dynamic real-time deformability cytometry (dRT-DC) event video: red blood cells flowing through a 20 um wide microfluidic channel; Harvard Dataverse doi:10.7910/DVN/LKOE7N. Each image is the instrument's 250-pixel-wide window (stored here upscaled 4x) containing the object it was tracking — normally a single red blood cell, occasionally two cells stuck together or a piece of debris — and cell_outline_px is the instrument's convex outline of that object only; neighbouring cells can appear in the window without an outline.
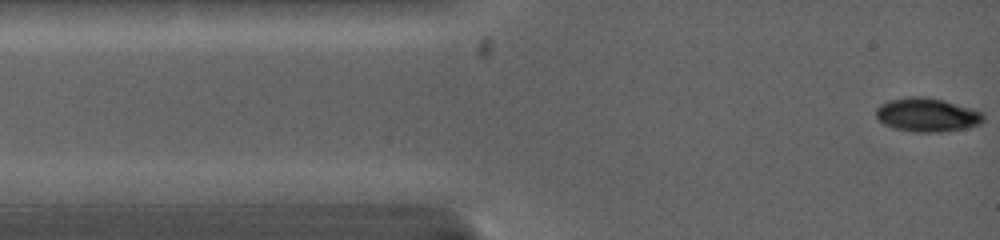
{"species": "common noctule bat (a hibernating species)", "species_latin": "Nyctalus noctula", "temperature_condition": "warm", "stored_images_in_passage": 2, "camera_frame_rate_fps": 5000, "um_per_image_px": 0.085, "animal": {"sex": "female", "body_mass_g": 19.0, "forearm_length_mm": 53.3}, "frame": {"image": 1, "passage_image": 2, "time_ms": 0.6, "image_size_px": [1000, 240], "cell_outline_px": [[984, 120], [980, 124], [964, 128], [944, 132], [912, 132], [892, 128], [884, 124], [876, 116], [876, 108], [880, 104], [888, 100], [908, 96], [924, 96], [944, 100], [972, 108], [980, 112], [984, 116]], "centroid_in_image_um": [78.78, 9.76], "position_along_channel_um": 6.2, "area_um2": 21.33}}